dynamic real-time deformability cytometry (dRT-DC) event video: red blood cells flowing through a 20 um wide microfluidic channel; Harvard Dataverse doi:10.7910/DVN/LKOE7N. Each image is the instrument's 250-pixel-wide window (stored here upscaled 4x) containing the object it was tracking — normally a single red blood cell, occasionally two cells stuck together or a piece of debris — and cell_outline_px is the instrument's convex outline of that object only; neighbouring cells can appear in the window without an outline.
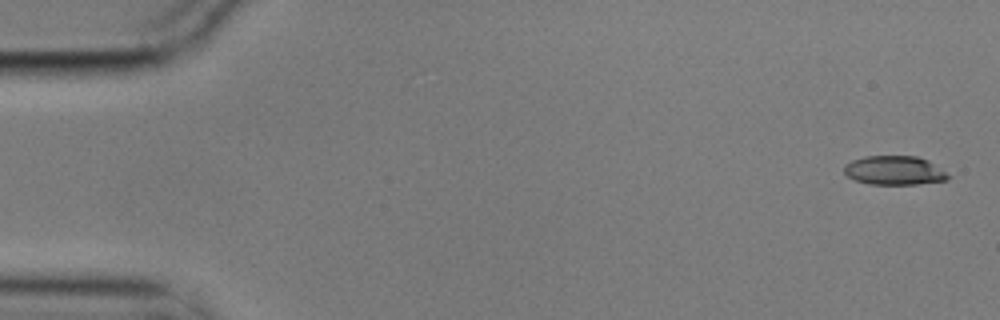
{"species": "common noctule bat (a hibernating species)", "species_latin": "Nyctalus noctula", "temperature_condition": "cold", "stored_images_in_passage": 5, "camera_frame_rate_fps": 3000, "um_per_image_px": 0.085, "animal": {"sex": "male", "body_mass_g": 17.9}, "frame": {"image": 1, "passage_image": 1, "time_ms": 0.0, "image_size_px": [1000, 320], "cell_outline_px": [[952, 176], [948, 180], [916, 184], [872, 184], [856, 180], [848, 176], [844, 172], [844, 164], [852, 160], [864, 156], [916, 156], [928, 160]], "centroid_in_image_um": [76.04, 14.48], "position_along_channel_um": 9.0, "area_um2": 17.57}}
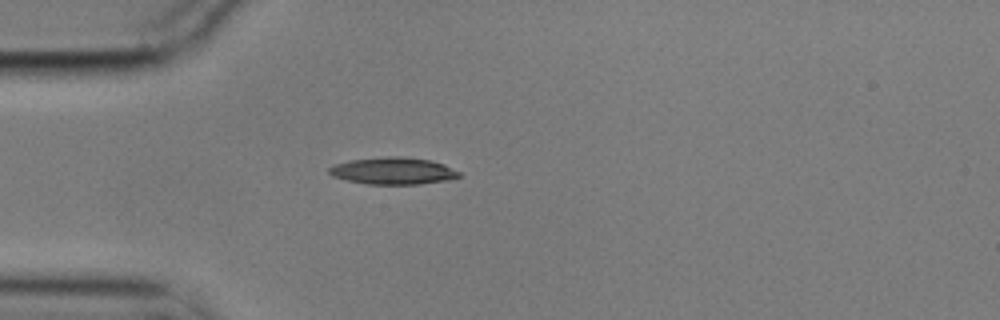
{"frame": {"image": 2, "passage_image": 4, "time_ms": 1.0, "image_size_px": [1000, 320], "cell_outline_px": [[460, 176], [444, 180], [420, 184], [368, 184], [348, 180], [332, 176], [328, 172], [328, 168], [336, 164], [352, 160], [384, 156], [400, 156], [432, 160], [444, 164], [460, 172]], "centroid_in_image_um": [33.41, 14.51], "position_along_channel_um": 51.6, "area_um2": 20.29}}